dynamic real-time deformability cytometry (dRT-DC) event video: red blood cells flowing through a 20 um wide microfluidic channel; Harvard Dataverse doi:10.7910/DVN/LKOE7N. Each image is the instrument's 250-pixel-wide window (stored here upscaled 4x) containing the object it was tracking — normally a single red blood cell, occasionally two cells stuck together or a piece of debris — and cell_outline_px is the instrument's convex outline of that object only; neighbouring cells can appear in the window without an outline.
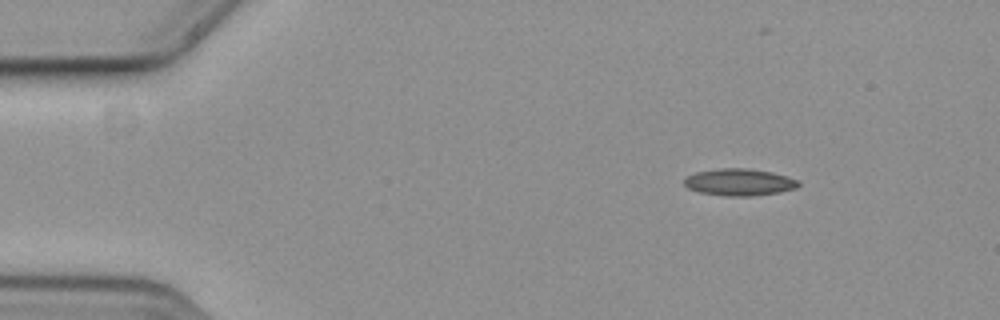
{"species": "common noctule bat (a hibernating species)", "species_latin": "Nyctalus noctula", "temperature_condition": "cold", "stored_images_in_passage": 7, "camera_frame_rate_fps": 3000, "um_per_image_px": 0.085, "animal": {"sex": "female", "body_mass_g": 19.3, "forearm_length_mm": 54.1}, "frame": {"image": 1, "passage_image": 1, "time_ms": 0.0, "image_size_px": [1000, 320], "cell_outline_px": [[800, 184], [796, 188], [780, 192], [752, 196], [724, 196], [700, 192], [688, 188], [684, 184], [684, 180], [688, 176], [696, 172], [720, 168], [748, 168], [772, 172], [796, 180]], "centroid_in_image_um": [62.82, 15.49], "position_along_channel_um": 22.2, "area_um2": 17.8}}